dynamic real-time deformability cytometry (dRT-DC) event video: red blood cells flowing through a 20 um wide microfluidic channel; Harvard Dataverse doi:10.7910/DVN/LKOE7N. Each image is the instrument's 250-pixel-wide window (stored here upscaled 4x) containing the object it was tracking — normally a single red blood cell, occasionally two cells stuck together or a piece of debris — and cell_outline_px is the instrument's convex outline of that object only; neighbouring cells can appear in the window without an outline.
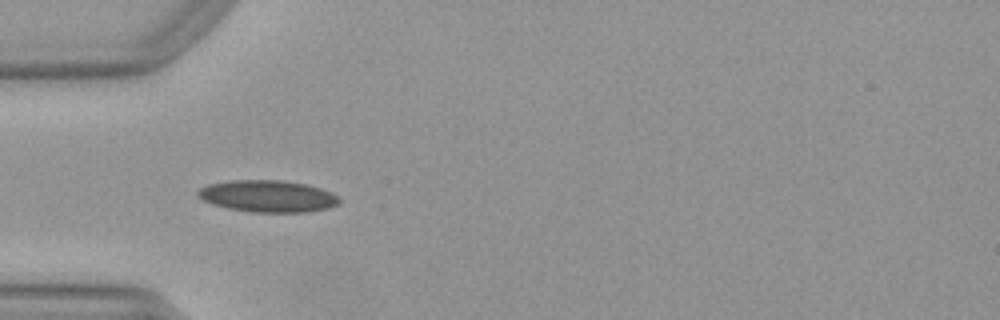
{"species": "Egyptian fruit bat (a non-hibernating species)", "species_latin": "Rousettus aegyptiacus", "temperature_condition": "warm", "stored_images_in_passage": 33, "camera_frame_rate_fps": 3000, "um_per_image_px": 0.085, "animal": {"sex": "female"}, "frame": {"image": 1, "passage_image": 5, "time_ms": 1.333, "image_size_px": [1000, 320], "cell_outline_px": [[340, 200], [336, 204], [328, 208], [308, 212], [252, 212], [228, 208], [212, 204], [196, 196], [196, 192], [200, 188], [208, 184], [232, 180], [284, 180], [304, 184], [320, 188], [336, 196]], "centroid_in_image_um": [22.71, 16.67], "position_along_channel_um": 62.3, "area_um2": 26.07}}
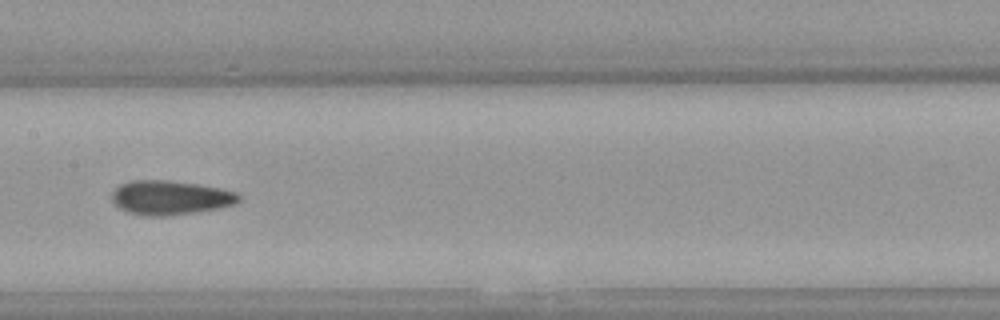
{"frame": {"image": 2, "passage_image": 15, "time_ms": 4.667, "image_size_px": [1000, 320], "cell_outline_px": [[240, 200], [232, 204], [220, 208], [196, 212], [168, 216], [140, 216], [124, 212], [112, 200], [112, 192], [120, 184], [132, 180], [168, 180], [196, 184], [220, 188], [236, 192], [240, 196]], "centroid_in_image_um": [14.44, 16.81], "position_along_channel_um": 193.0, "area_um2": 25.43}}
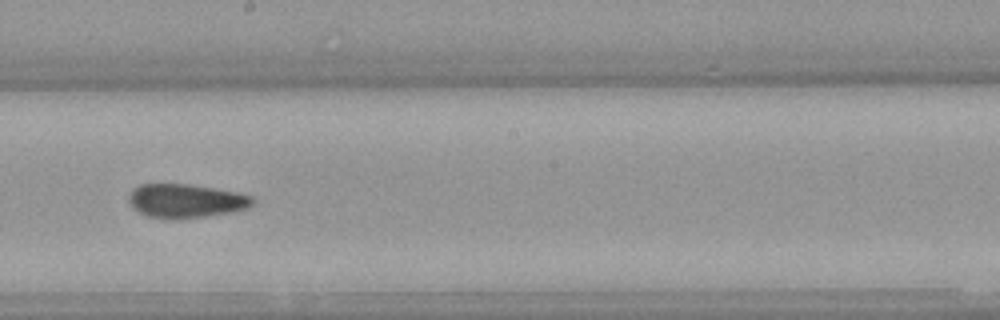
{"frame": {"image": 3, "passage_image": 18, "time_ms": 5.667, "image_size_px": [1000, 320], "cell_outline_px": [[256, 200], [248, 208], [228, 212], [204, 216], [176, 220], [172, 220], [148, 216], [132, 208], [128, 200], [128, 196], [132, 188], [140, 184], [188, 184], [216, 188], [236, 192], [252, 196]], "centroid_in_image_um": [15.76, 17.07], "position_along_channel_um": 232.4, "area_um2": 24.57}, "authors_computed_cell_mechanics": {"area_um2": 24.565, "velocity_mm_per_s": 3.9822, "shape_relaxation_time_tau1_ms": null, "shape_relaxation_time_tau2_ms": 2.5741, "deformation_change_tau1": null, "deformation_change_tau2": 0.1018}}